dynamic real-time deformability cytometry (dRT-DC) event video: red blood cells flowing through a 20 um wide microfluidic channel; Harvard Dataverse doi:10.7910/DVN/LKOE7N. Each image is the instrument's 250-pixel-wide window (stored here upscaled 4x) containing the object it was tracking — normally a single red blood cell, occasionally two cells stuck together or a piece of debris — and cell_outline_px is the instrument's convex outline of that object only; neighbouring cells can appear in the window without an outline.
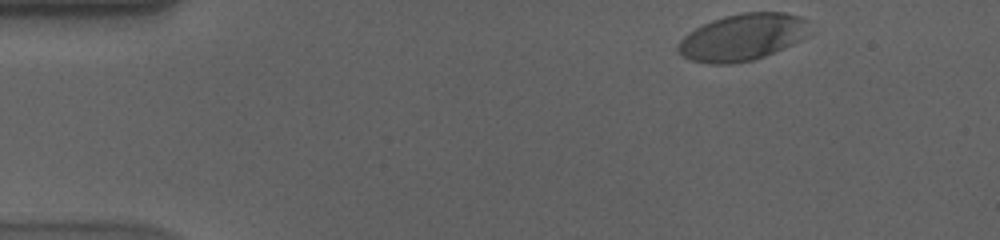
{"species": "human", "species_latin": "Homo sapiens", "temperature_condition": "cold", "stored_images_in_passage": 52, "camera_frame_rate_fps": 3000, "um_per_image_px": 0.085, "donor": {"sex": "male"}, "frame": {"image": 1, "passage_image": 1, "time_ms": 0.0, "image_size_px": [1000, 240], "cell_outline_px": [[808, 20], [800, 40], [792, 44], [764, 56], [752, 60], [732, 64], [708, 64], [692, 60], [684, 56], [676, 48], [680, 40], [688, 32], [712, 20], [724, 16], [740, 12], [784, 12], [800, 16]], "centroid_in_image_um": [63.05, 3.16], "position_along_channel_um": 21.9, "area_um2": 35.37}}
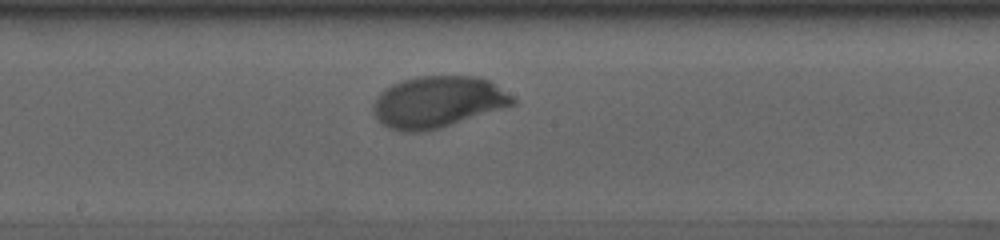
{"frame": {"image": 2, "passage_image": 25, "time_ms": 8.0, "image_size_px": [1000, 240], "cell_outline_px": [[516, 104], [504, 108], [440, 128], [424, 132], [400, 132], [388, 128], [376, 116], [372, 108], [372, 104], [376, 96], [380, 92], [392, 84], [416, 76], [480, 76], [488, 80], [512, 96], [516, 100]], "centroid_in_image_um": [37.19, 8.67], "position_along_channel_um": 211.0, "area_um2": 41.91}}
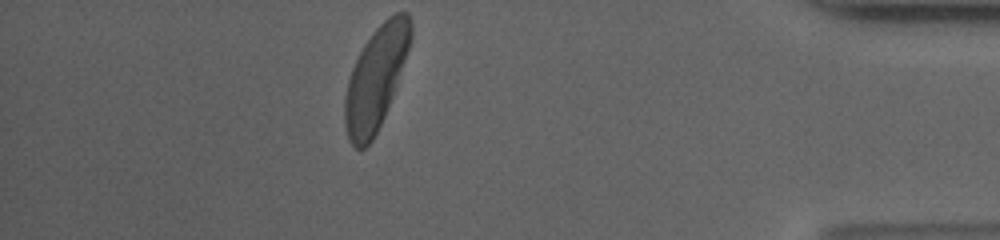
{"frame": {"image": 3, "passage_image": 45, "time_ms": 14.667, "image_size_px": [1000, 240], "cell_outline_px": [[412, 36], [396, 84], [384, 116], [372, 140], [364, 148], [356, 148], [348, 140], [344, 124], [344, 96], [348, 80], [352, 68], [364, 44], [372, 32], [388, 16], [396, 12], [408, 12], [412, 20]], "centroid_in_image_um": [31.92, 6.62], "position_along_channel_um": 403.3, "area_um2": 38.9}, "authors_computed_cell_mechanics": {"area_um2": 39.3618, "velocity_mm_per_s": 3.5195, "shape_relaxation_time_tau1_ms": 2.8888, "shape_relaxation_time_tau2_ms": null, "deformation_change_tau1": 0.1415, "deformation_change_tau2": null}}